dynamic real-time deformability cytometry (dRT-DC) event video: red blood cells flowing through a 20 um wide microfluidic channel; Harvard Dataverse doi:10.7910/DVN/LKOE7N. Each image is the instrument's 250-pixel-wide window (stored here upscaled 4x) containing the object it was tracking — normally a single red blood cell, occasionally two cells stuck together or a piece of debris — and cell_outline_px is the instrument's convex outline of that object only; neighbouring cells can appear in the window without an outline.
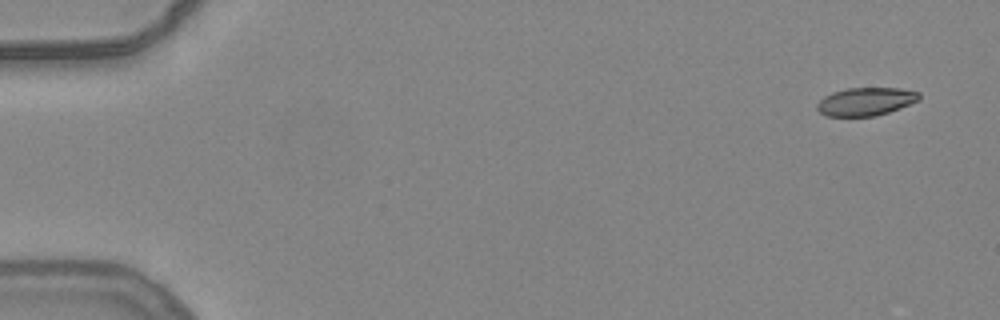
{"species": "common noctule bat (a hibernating species)", "species_latin": "Nyctalus noctula", "temperature_condition": "warm", "stored_images_in_passage": 52, "camera_frame_rate_fps": 3000, "um_per_image_px": 0.085, "animal": {"sex": "female", "body_mass_g": 24.6, "forearm_length_mm": 56.2}, "frame": {"image": 1, "passage_image": 1, "time_ms": 0.0, "image_size_px": [1000, 320], "cell_outline_px": [[920, 100], [900, 108], [876, 116], [824, 116], [816, 108], [816, 104], [824, 96], [832, 92], [848, 88], [900, 88], [920, 92]], "centroid_in_image_um": [73.59, 8.63], "position_along_channel_um": 11.4, "area_um2": 16.82}}
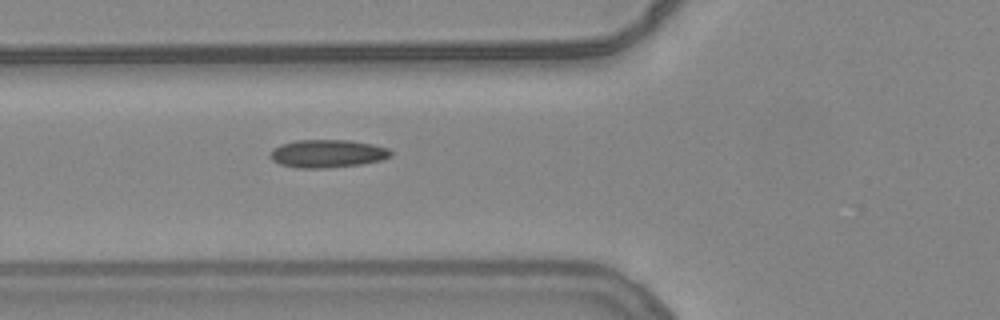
{"frame": {"image": 2, "passage_image": 19, "time_ms": 6.0, "image_size_px": [1000, 320], "cell_outline_px": [[392, 156], [380, 160], [364, 164], [328, 168], [296, 168], [280, 164], [272, 160], [268, 156], [272, 148], [280, 144], [296, 140], [348, 140], [372, 144], [388, 148], [392, 152]], "centroid_in_image_um": [27.8, 13.06], "position_along_channel_um": 98.0, "area_um2": 19.88}}
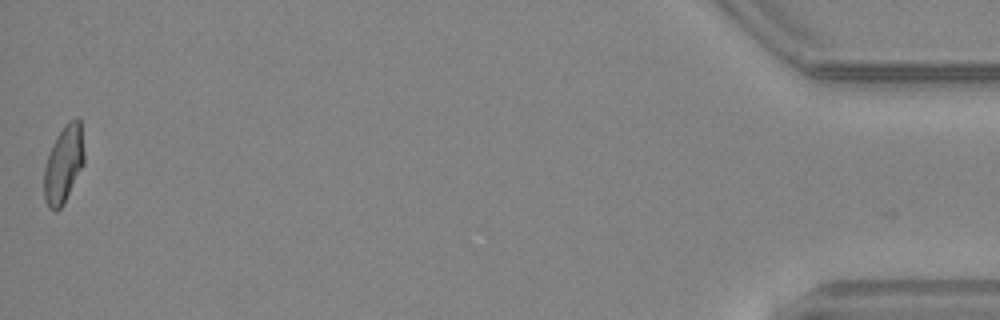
{"frame": {"image": 3, "passage_image": 52, "time_ms": 17.0, "image_size_px": [1000, 320], "cell_outline_px": [[84, 164], [64, 204], [56, 212], [48, 208], [44, 200], [44, 168], [48, 156], [56, 136], [64, 124], [68, 120], [76, 116], [80, 120], [84, 152]], "centroid_in_image_um": [5.41, 13.96], "position_along_channel_um": 429.8, "area_um2": 18.32}, "authors_computed_cell_mechanics": {"area_um2": 18.5249, "velocity_mm_per_s": 3.8703, "shape_relaxation_time_tau1_ms": 9.9596, "shape_relaxation_time_tau2_ms": 1.5219, "deformation_change_tau1": 0.2497, "deformation_change_tau2": 0.0874}}